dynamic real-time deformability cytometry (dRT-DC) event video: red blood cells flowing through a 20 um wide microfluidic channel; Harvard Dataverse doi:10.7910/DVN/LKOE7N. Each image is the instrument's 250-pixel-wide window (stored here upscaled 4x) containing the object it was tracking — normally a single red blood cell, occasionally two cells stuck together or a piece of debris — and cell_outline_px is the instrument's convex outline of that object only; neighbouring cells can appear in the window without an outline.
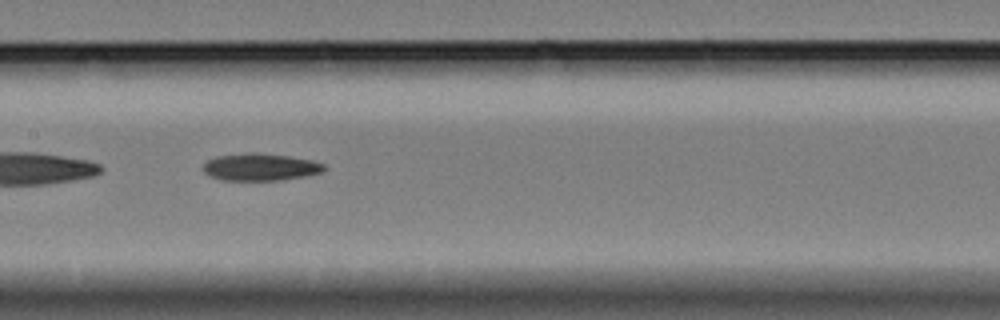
{"species": "Egyptian fruit bat (a non-hibernating species)", "species_latin": "Rousettus aegyptiacus", "temperature_condition": "cold", "stored_images_in_passage": 35, "camera_frame_rate_fps": 3000, "um_per_image_px": 0.085, "animal": {"sex": "female"}, "frame": {"image": 1, "passage_image": 11, "time_ms": 3.333, "image_size_px": [1000, 320], "cell_outline_px": [[328, 168], [324, 172], [304, 176], [280, 180], [220, 180], [204, 172], [200, 168], [208, 160], [216, 156], [248, 152], [256, 152], [288, 156], [312, 160], [324, 164]], "centroid_in_image_um": [22.13, 14.19], "position_along_channel_um": 185.3, "area_um2": 19.36}}